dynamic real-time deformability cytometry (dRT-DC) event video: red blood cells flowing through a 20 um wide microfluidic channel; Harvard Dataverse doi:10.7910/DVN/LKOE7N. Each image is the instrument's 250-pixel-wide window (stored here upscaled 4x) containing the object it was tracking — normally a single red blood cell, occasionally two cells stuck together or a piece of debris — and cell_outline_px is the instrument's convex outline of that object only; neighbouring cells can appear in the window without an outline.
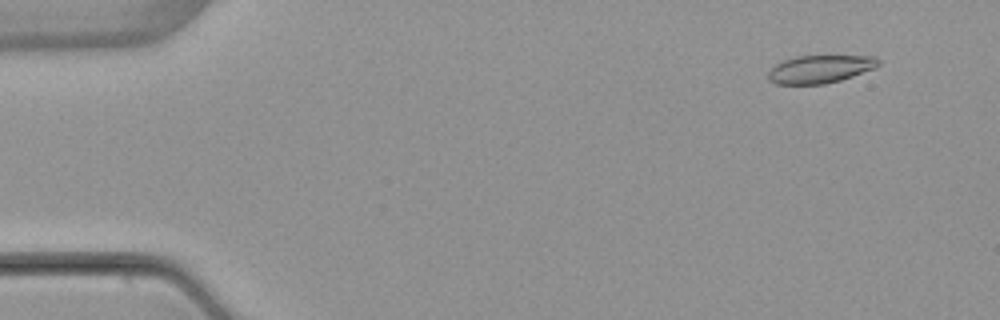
{"species": "common noctule bat (a hibernating species)", "species_latin": "Nyctalus noctula", "temperature_condition": "warm", "stored_images_in_passage": 5, "camera_frame_rate_fps": 3000, "um_per_image_px": 0.085, "animal": {"sex": "female", "body_mass_g": 22.7, "forearm_length_mm": 54.2}, "frame": {"image": 1, "passage_image": 2, "time_ms": 1.333, "image_size_px": [1000, 320], "cell_outline_px": [[880, 64], [876, 68], [840, 80], [824, 84], [776, 84], [768, 80], [768, 72], [776, 64], [784, 60], [796, 56], [876, 56], [880, 60]], "centroid_in_image_um": [69.72, 5.87], "position_along_channel_um": 15.3, "area_um2": 17.92}}
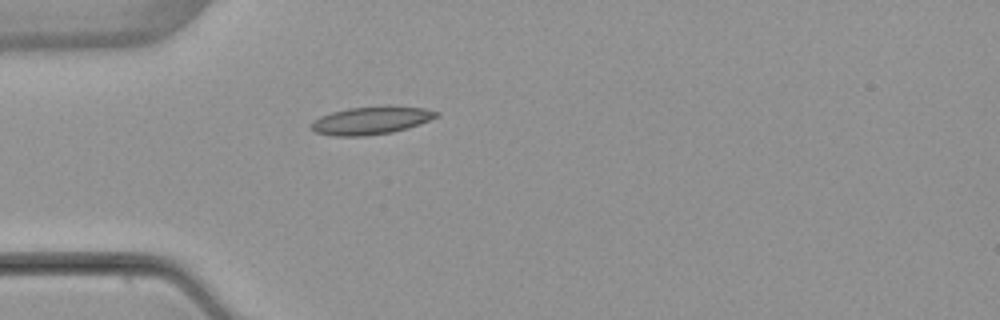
{"frame": {"image": 2, "passage_image": 5, "time_ms": 5.0, "image_size_px": [1000, 320], "cell_outline_px": [[440, 116], [420, 124], [408, 128], [392, 132], [364, 136], [332, 136], [316, 132], [312, 128], [312, 120], [320, 116], [332, 112], [348, 108], [388, 104], [424, 108], [436, 112]], "centroid_in_image_um": [31.57, 10.21], "position_along_channel_um": 53.4, "area_um2": 20.63}}